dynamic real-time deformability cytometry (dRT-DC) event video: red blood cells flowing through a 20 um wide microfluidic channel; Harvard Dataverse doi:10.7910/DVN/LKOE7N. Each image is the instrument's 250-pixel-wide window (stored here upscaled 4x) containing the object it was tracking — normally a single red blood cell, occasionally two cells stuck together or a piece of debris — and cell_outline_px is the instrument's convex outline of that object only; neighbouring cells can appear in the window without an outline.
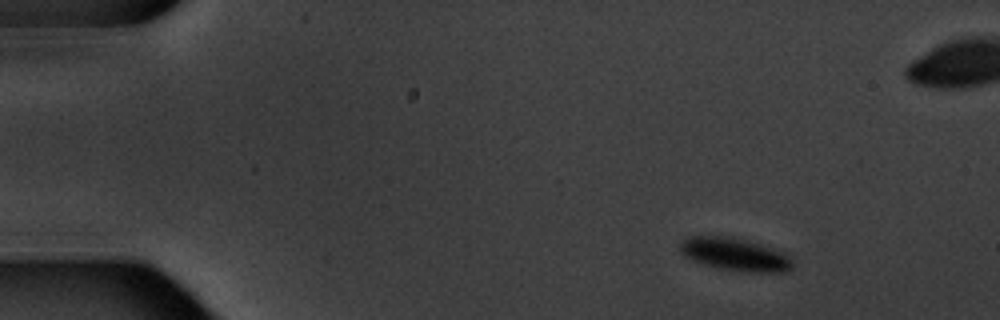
{"species": "common noctule bat (a hibernating species)", "species_latin": "Nyctalus noctula", "temperature_condition": "warm", "stored_images_in_passage": 5, "camera_frame_rate_fps": 3000, "um_per_image_px": 0.085, "animal": {"sex": "male", "body_mass_g": 20.1, "forearm_length_mm": 53.5}, "frame": {"image": 1, "passage_image": 1, "time_ms": 0.0, "image_size_px": [1000, 320], "cell_outline_px": [[792, 268], [788, 272], [736, 272], [704, 264], [692, 260], [684, 256], [680, 252], [680, 244], [688, 236], [724, 236], [748, 240], [780, 252], [792, 264]], "centroid_in_image_um": [62.4, 21.63], "position_along_channel_um": 22.6, "area_um2": 21.15}}